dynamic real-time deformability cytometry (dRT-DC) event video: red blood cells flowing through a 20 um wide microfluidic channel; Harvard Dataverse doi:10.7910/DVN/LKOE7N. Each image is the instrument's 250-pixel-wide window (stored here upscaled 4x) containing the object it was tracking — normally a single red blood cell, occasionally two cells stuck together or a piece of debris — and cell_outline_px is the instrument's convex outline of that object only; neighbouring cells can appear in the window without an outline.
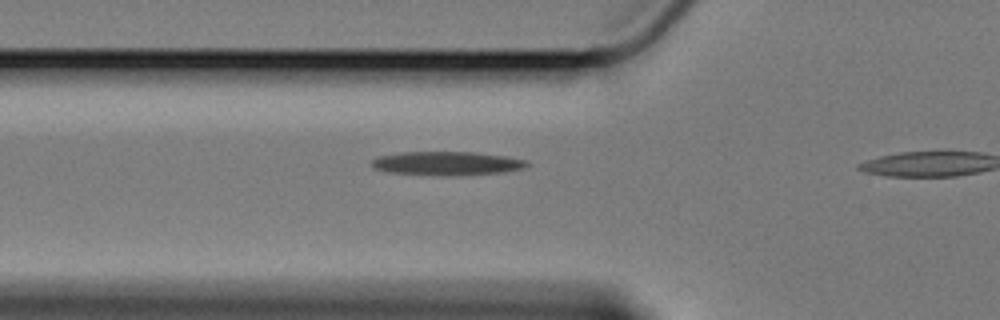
{"species": "Egyptian fruit bat (a non-hibernating species)", "species_latin": "Rousettus aegyptiacus", "temperature_condition": "cold", "stored_images_in_passage": 7, "camera_frame_rate_fps": 3000, "um_per_image_px": 0.085, "animal": {"sex": "female"}, "frame": {"image": 1, "passage_image": 6, "time_ms": 1.667, "image_size_px": [1000, 320], "cell_outline_px": [[528, 164], [524, 168], [504, 172], [388, 172], [372, 168], [372, 160], [380, 156], [400, 152], [472, 152], [504, 156], [524, 160]], "centroid_in_image_um": [37.95, 13.82], "position_along_channel_um": 87.9, "area_um2": 19.59}}